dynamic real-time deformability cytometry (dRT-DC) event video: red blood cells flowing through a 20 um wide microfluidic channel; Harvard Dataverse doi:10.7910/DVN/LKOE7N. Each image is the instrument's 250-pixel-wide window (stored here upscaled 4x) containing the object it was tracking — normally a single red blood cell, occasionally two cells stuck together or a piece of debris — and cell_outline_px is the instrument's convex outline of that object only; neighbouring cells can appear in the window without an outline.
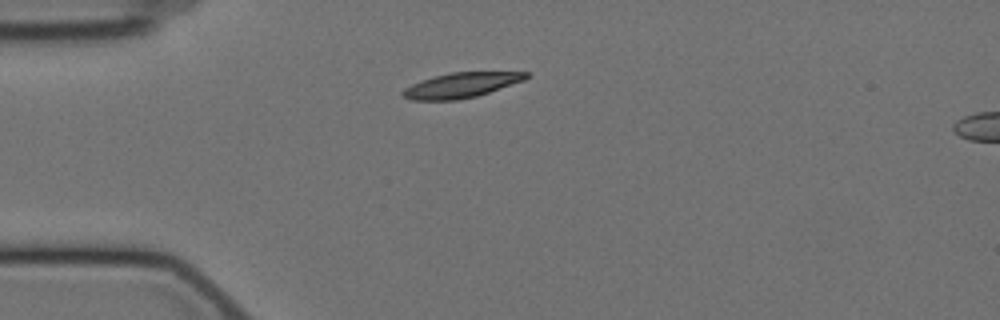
{"species": "Egyptian fruit bat (a non-hibernating species)", "species_latin": "Rousettus aegyptiacus", "temperature_condition": "cold", "stored_images_in_passage": 33, "camera_frame_rate_fps": 3000, "um_per_image_px": 0.085, "animal": {"sex": "female"}, "frame": {"image": 1, "passage_image": 1, "time_ms": 0.0, "image_size_px": [1000, 320], "cell_outline_px": [[532, 72], [524, 80], [476, 96], [456, 100], [412, 100], [404, 96], [400, 92], [404, 88], [420, 80], [452, 72]], "centroid_in_image_um": [39.17, 7.24], "position_along_channel_um": 45.8, "area_um2": 17.74}}
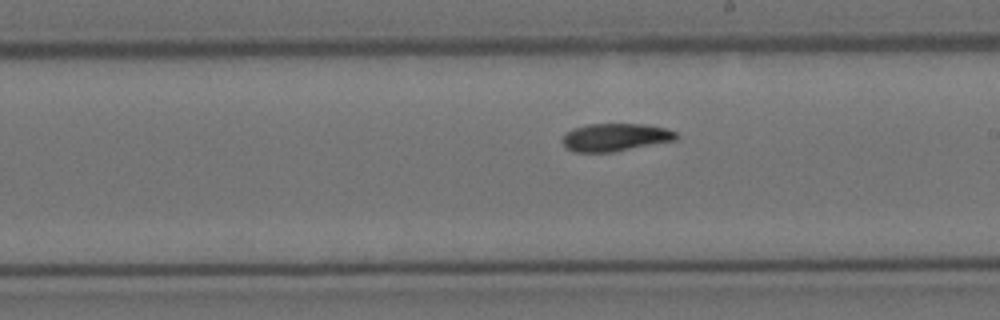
{"frame": {"image": 2, "passage_image": 19, "time_ms": 6.0, "image_size_px": [1000, 320], "cell_outline_px": [[680, 136], [676, 140], [612, 152], [572, 152], [564, 148], [560, 140], [572, 128], [588, 124], [644, 124], [664, 128], [676, 132]], "centroid_in_image_um": [52.26, 11.67], "position_along_channel_um": 236.7, "area_um2": 18.55}}
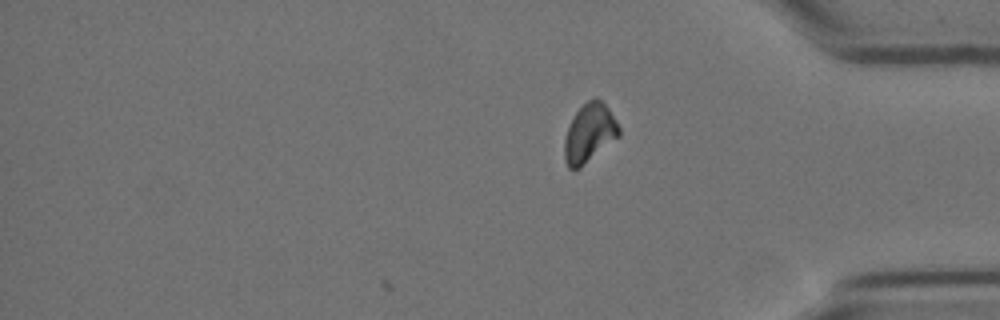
{"frame": {"image": 3, "passage_image": 33, "time_ms": 10.667, "image_size_px": [1000, 320], "cell_outline_px": [[620, 136], [580, 168], [568, 168], [564, 160], [564, 140], [568, 124], [576, 112], [588, 100], [596, 96], [608, 108], [616, 120], [620, 128]], "centroid_in_image_um": [50.09, 11.32], "position_along_channel_um": 385.1, "area_um2": 18.73}, "authors_computed_cell_mechanics": {"area_um2": 18.5538, "velocity_mm_per_s": 3.4939, "shape_relaxation_time_tau1_ms": null, "shape_relaxation_time_tau2_ms": 4.1873, "deformation_change_tau1": null, "deformation_change_tau2": 0.0809}}